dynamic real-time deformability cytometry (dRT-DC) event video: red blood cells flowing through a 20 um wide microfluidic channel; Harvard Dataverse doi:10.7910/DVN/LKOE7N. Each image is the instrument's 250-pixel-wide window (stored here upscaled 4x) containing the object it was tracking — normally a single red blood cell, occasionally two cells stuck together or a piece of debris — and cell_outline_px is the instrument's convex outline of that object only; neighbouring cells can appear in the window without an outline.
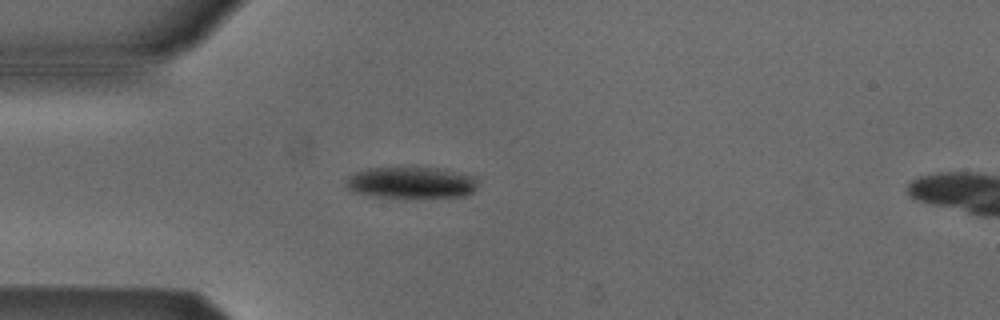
{"species": "Egyptian fruit bat (a non-hibernating species)", "species_latin": "Rousettus aegyptiacus", "temperature_condition": "cold", "stored_images_in_passage": 47, "camera_frame_rate_fps": 3000, "um_per_image_px": 0.085, "animal": {"sex": "male"}, "frame": {"image": 1, "passage_image": 9, "time_ms": 2.667, "image_size_px": [1000, 320], "cell_outline_px": [[476, 188], [472, 192], [464, 196], [376, 196], [352, 192], [344, 184], [348, 176], [356, 172], [368, 168], [400, 164], [416, 164], [444, 168], [476, 176]], "centroid_in_image_um": [34.93, 15.42], "position_along_channel_um": 50.1, "area_um2": 25.14}}
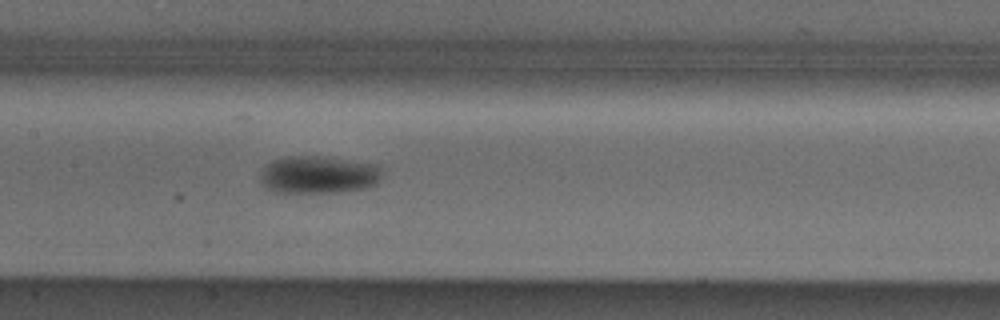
{"frame": {"image": 2, "passage_image": 20, "time_ms": 6.333, "image_size_px": [1000, 320], "cell_outline_px": [[380, 180], [376, 184], [364, 188], [336, 192], [276, 192], [264, 188], [260, 180], [260, 172], [268, 164], [276, 160], [288, 156], [328, 156], [380, 164]], "centroid_in_image_um": [27.09, 14.84], "position_along_channel_um": 180.3, "area_um2": 26.88}}
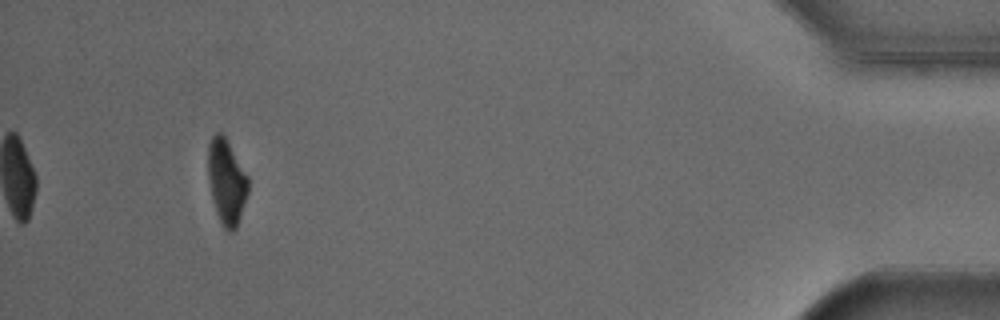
{"frame": {"image": 3, "passage_image": 44, "time_ms": 14.333, "image_size_px": [1000, 320], "cell_outline_px": [[248, 192], [236, 228], [232, 232], [228, 232], [220, 224], [212, 200], [208, 180], [208, 144], [212, 136], [216, 132], [220, 132], [224, 136], [248, 176]], "centroid_in_image_um": [19.23, 15.47], "position_along_channel_um": 416.0, "area_um2": 19.83}, "authors_computed_cell_mechanics": {"area_um2": 23.3512, "velocity_mm_per_s": 3.8555, "shape_relaxation_time_tau1_ms": 2.1898, "shape_relaxation_time_tau2_ms": null, "deformation_change_tau1": 0.0969, "deformation_change_tau2": null}}